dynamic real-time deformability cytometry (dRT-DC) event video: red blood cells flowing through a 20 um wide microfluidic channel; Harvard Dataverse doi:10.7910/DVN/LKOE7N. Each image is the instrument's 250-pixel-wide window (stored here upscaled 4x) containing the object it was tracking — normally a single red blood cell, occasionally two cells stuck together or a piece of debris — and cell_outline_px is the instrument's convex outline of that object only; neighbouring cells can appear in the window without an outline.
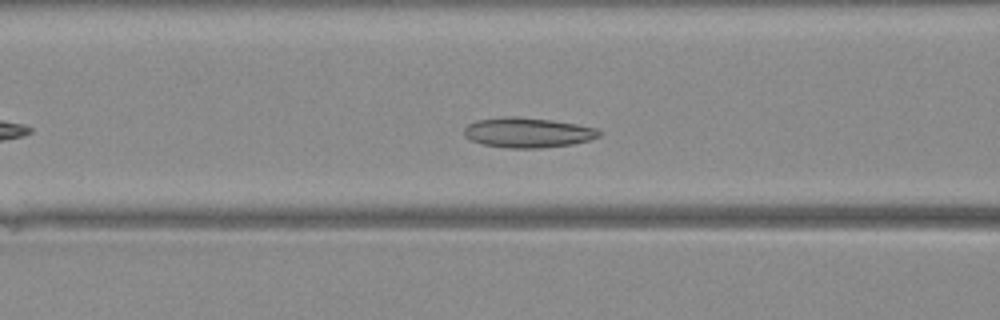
{"species": "Egyptian fruit bat (a non-hibernating species)", "species_latin": "Rousettus aegyptiacus", "temperature_condition": "warm", "stored_images_in_passage": 36, "camera_frame_rate_fps": 3000, "um_per_image_px": 0.085, "animal": {"sex": "female"}, "frame": {"image": 1, "passage_image": 10, "time_ms": 3.0, "image_size_px": [1000, 320], "cell_outline_px": [[604, 132], [600, 136], [588, 140], [572, 144], [540, 148], [508, 148], [484, 144], [472, 140], [464, 136], [464, 128], [468, 124], [476, 120], [504, 116], [516, 116], [552, 120], [576, 124], [596, 128]], "centroid_in_image_um": [44.86, 11.26], "position_along_channel_um": 121.7, "area_um2": 23.64}}
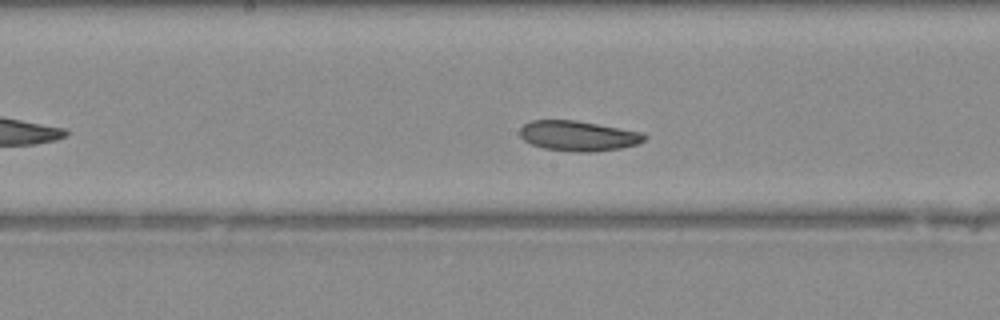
{"frame": {"image": 2, "passage_image": 15, "time_ms": 4.667, "image_size_px": [1000, 320], "cell_outline_px": [[648, 136], [644, 140], [636, 144], [620, 148], [592, 152], [576, 152], [544, 148], [532, 144], [524, 140], [520, 136], [520, 128], [524, 124], [532, 120], [576, 120], [644, 132]], "centroid_in_image_um": [49.17, 11.54], "position_along_channel_um": 199.0, "area_um2": 21.91}}
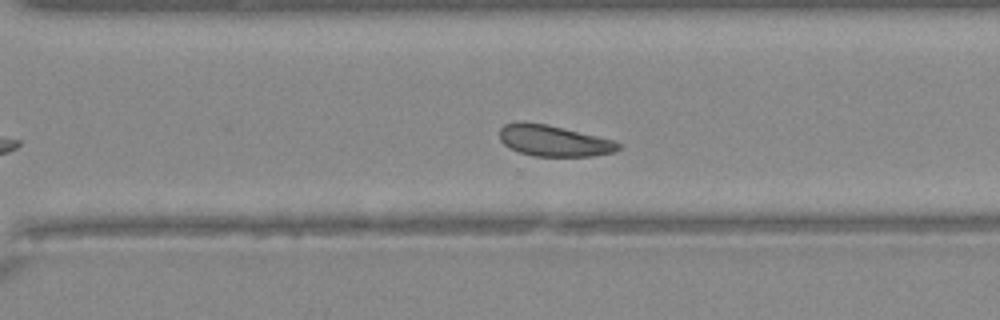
{"frame": {"image": 3, "passage_image": 23, "time_ms": 7.333, "image_size_px": [1000, 320], "cell_outline_px": [[620, 148], [616, 152], [592, 156], [532, 156], [520, 152], [504, 144], [500, 140], [500, 128], [504, 124], [516, 120], [524, 120], [548, 124], [612, 140], [620, 144]], "centroid_in_image_um": [47.02, 11.94], "position_along_channel_um": 323.6, "area_um2": 21.68}}